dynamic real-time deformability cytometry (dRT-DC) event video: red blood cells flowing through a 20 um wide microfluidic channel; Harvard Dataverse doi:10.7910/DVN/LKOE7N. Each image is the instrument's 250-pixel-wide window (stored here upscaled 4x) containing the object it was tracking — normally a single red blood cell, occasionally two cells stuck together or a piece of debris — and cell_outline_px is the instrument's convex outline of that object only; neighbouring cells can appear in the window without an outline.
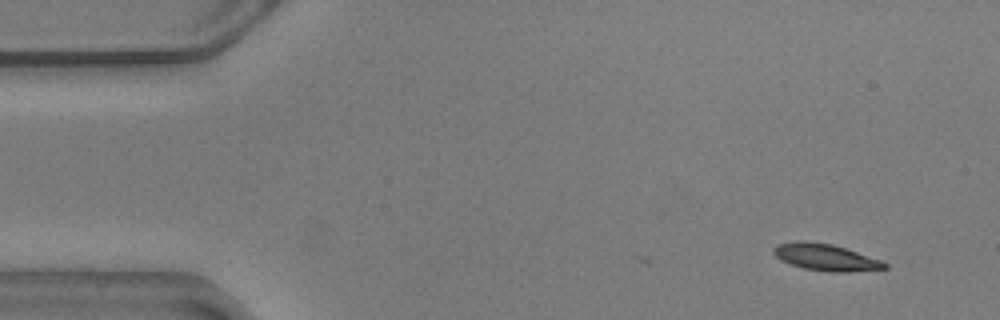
{"species": "common noctule bat (a hibernating species)", "species_latin": "Nyctalus noctula", "temperature_condition": "warm", "stored_images_in_passage": 4, "camera_frame_rate_fps": 3000, "um_per_image_px": 0.085, "animal": {"sex": "male", "body_mass_g": 20.5, "forearm_length_mm": 52.5}, "frame": {"image": 1, "passage_image": 1, "time_ms": 0.0, "image_size_px": [1000, 320], "cell_outline_px": [[888, 268], [848, 272], [832, 272], [804, 268], [780, 260], [772, 252], [772, 248], [776, 244], [796, 240], [804, 240], [832, 244], [880, 260], [888, 264]], "centroid_in_image_um": [70.12, 21.85], "position_along_channel_um": 14.9, "area_um2": 17.22}}